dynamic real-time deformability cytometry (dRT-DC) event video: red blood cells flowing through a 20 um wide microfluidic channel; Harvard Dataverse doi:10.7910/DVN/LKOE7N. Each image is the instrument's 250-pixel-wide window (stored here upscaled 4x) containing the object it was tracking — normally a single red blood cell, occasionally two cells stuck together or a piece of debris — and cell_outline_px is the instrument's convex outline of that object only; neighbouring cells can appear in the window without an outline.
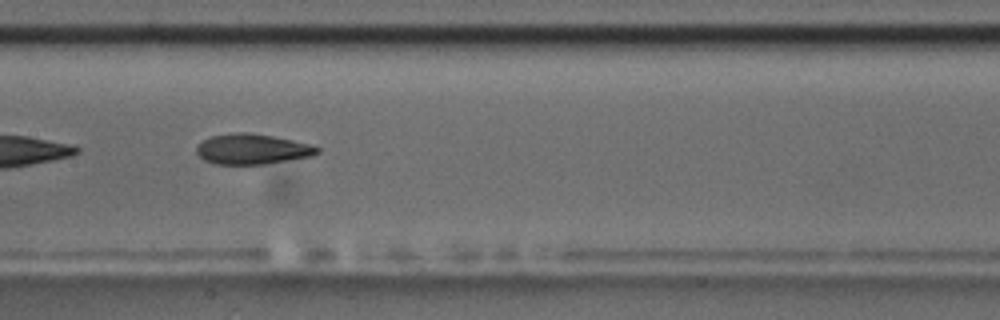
{"species": "common noctule bat (a hibernating species)", "species_latin": "Nyctalus noctula", "temperature_condition": "room temperature", "stored_images_in_passage": 7, "camera_frame_rate_fps": 3000, "um_per_image_px": 0.085, "animal": {"sex": "male", "body_mass_g": 17.5, "forearm_length_mm": 52.3}, "frame": {"image": 1, "passage_image": 7, "time_ms": 7.0, "image_size_px": [1000, 320], "cell_outline_px": [[320, 152], [312, 156], [264, 164], [216, 164], [204, 160], [196, 152], [196, 148], [204, 140], [212, 136], [236, 132], [248, 132], [272, 136], [292, 140], [308, 144], [320, 148]], "centroid_in_image_um": [21.44, 12.67], "position_along_channel_um": 186.0, "area_um2": 21.1}}